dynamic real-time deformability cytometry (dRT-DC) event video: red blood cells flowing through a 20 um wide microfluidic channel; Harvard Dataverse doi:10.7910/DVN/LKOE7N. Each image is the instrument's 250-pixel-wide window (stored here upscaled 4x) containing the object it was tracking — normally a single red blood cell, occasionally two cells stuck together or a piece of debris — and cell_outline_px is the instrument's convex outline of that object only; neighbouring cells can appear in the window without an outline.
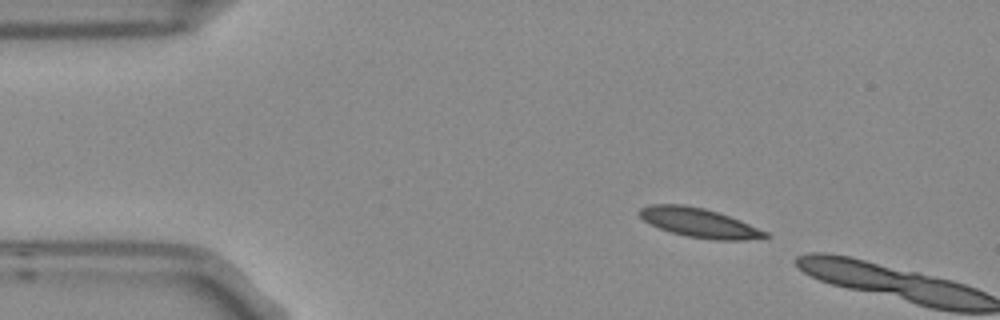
{"species": "Egyptian fruit bat (a non-hibernating species)", "species_latin": "Rousettus aegyptiacus", "temperature_condition": "room temperature", "stored_images_in_passage": 2, "camera_frame_rate_fps": 3000, "um_per_image_px": 0.085, "frame": {"image": 1, "passage_image": 1, "time_ms": 0.0, "image_size_px": [1000, 320], "cell_outline_px": [[772, 236], [744, 240], [716, 240], [688, 236], [672, 232], [660, 228], [644, 220], [640, 216], [640, 208], [652, 204], [684, 204], [704, 208], [740, 220], [768, 232]], "centroid_in_image_um": [59.46, 18.93], "position_along_channel_um": 25.5, "area_um2": 21.1}}